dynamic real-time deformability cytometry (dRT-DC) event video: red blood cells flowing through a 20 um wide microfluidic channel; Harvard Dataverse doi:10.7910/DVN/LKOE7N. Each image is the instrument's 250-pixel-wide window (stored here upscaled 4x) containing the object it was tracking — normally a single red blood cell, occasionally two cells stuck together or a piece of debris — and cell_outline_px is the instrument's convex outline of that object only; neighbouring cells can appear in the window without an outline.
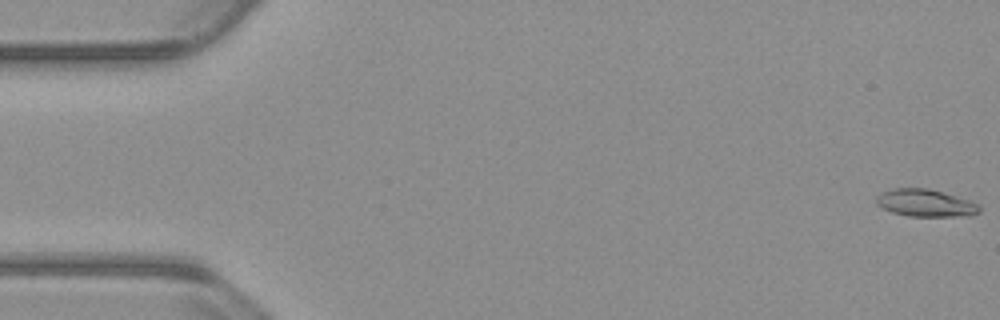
{"species": "common noctule bat (a hibernating species)", "species_latin": "Nyctalus noctula", "temperature_condition": "warm", "stored_images_in_passage": 54, "camera_frame_rate_fps": 3000, "um_per_image_px": 0.085, "animal": {"sex": "male", "body_mass_g": 23.1, "forearm_length_mm": 52.7}, "frame": {"image": 1, "passage_image": 1, "time_ms": 0.0, "image_size_px": [1000, 320], "cell_outline_px": [[980, 212], [972, 216], [908, 216], [892, 212], [876, 204], [876, 196], [880, 192], [892, 188], [928, 188], [956, 196], [980, 204]], "centroid_in_image_um": [78.67, 17.25], "position_along_channel_um": 6.3, "area_um2": 16.53}}
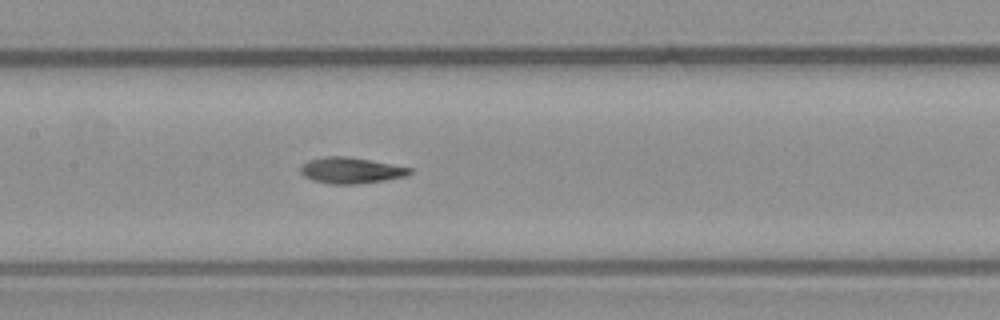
{"frame": {"image": 2, "passage_image": 26, "time_ms": 8.333, "image_size_px": [1000, 320], "cell_outline_px": [[412, 172], [408, 176], [384, 180], [356, 184], [328, 184], [312, 180], [304, 176], [300, 172], [300, 168], [308, 160], [324, 156], [344, 156], [368, 160], [412, 168]], "centroid_in_image_um": [29.81, 14.49], "position_along_channel_um": 177.6, "area_um2": 16.47}}
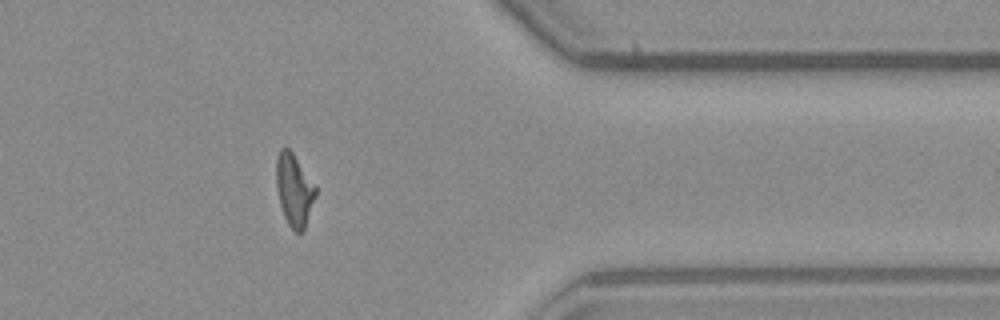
{"frame": {"image": 3, "passage_image": 44, "time_ms": 14.333, "image_size_px": [1000, 320], "cell_outline_px": [[316, 196], [304, 232], [296, 232], [288, 224], [284, 216], [280, 204], [276, 188], [276, 160], [280, 148], [288, 148], [292, 152], [316, 184]], "centroid_in_image_um": [25.02, 16.15], "position_along_channel_um": 386.4, "area_um2": 16.76}, "authors_computed_cell_mechanics": {"area_um2": 16.473, "velocity_mm_per_s": 3.8204, "shape_relaxation_time_tau1_ms": null, "shape_relaxation_time_tau2_ms": 2.6392, "deformation_change_tau1": null, "deformation_change_tau2": 0.0987}}